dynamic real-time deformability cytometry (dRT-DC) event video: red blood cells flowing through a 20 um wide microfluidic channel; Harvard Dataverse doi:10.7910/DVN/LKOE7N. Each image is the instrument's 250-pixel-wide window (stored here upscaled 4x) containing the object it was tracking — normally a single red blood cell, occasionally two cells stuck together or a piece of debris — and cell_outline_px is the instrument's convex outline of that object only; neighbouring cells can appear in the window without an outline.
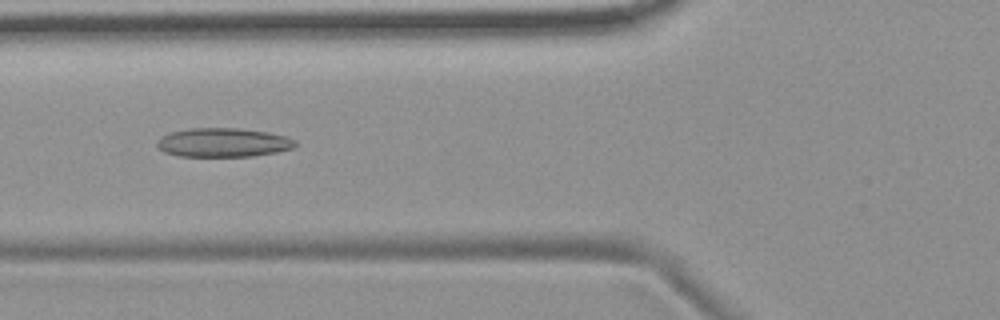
{"species": "common noctule bat (a hibernating species)", "species_latin": "Nyctalus noctula", "temperature_condition": "room temperature", "stored_images_in_passage": 7, "camera_frame_rate_fps": 3000, "um_per_image_px": 0.085, "animal": {"sex": "female", "body_mass_g": 19.9}, "frame": {"image": 1, "passage_image": 4, "time_ms": 4.333, "image_size_px": [1000, 320], "cell_outline_px": [[296, 144], [292, 148], [276, 152], [252, 156], [176, 156], [164, 152], [156, 144], [160, 136], [172, 132], [188, 128], [236, 128], [268, 132], [288, 136], [296, 140]], "centroid_in_image_um": [18.97, 12.11], "position_along_channel_um": 106.8, "area_um2": 23.35}}
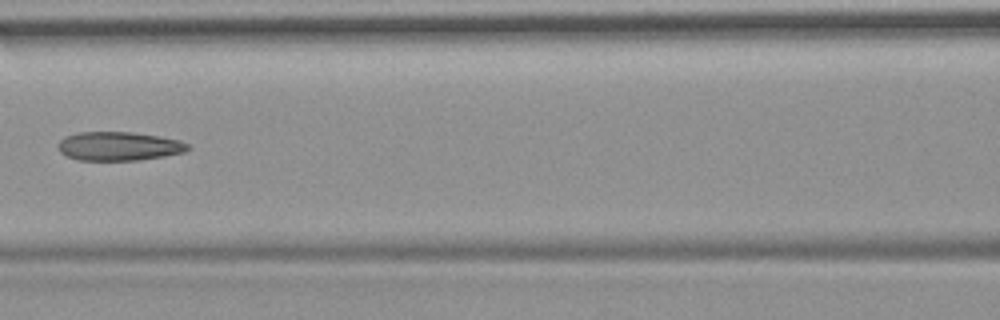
{"frame": {"image": 2, "passage_image": 5, "time_ms": 5.667, "image_size_px": [1000, 320], "cell_outline_px": [[192, 148], [184, 152], [164, 156], [140, 160], [76, 160], [60, 152], [56, 148], [56, 144], [64, 136], [80, 132], [132, 132], [180, 140], [188, 144]], "centroid_in_image_um": [10.07, 12.43], "position_along_channel_um": 156.5, "area_um2": 21.91}}
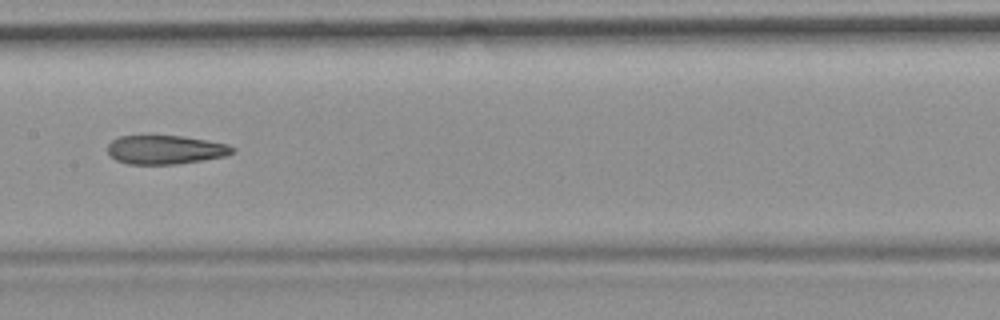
{"frame": {"image": 3, "passage_image": 6, "time_ms": 6.667, "image_size_px": [1000, 320], "cell_outline_px": [[236, 152], [224, 156], [204, 160], [176, 164], [128, 164], [116, 160], [108, 152], [108, 144], [112, 140], [120, 136], [184, 136], [228, 144], [236, 148]], "centroid_in_image_um": [14.09, 12.73], "position_along_channel_um": 193.3, "area_um2": 20.98}}